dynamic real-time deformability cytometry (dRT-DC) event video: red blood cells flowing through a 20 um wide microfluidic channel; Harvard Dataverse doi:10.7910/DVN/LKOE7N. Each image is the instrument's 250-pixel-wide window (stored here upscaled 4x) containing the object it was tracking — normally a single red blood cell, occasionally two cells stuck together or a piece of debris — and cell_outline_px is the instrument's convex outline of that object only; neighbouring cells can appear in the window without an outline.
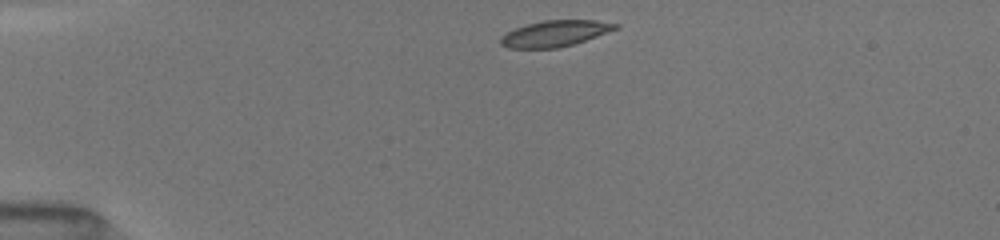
{"species": "common noctule bat (a hibernating species)", "species_latin": "Nyctalus noctula", "temperature_condition": "room temperature", "stored_images_in_passage": 15, "camera_frame_rate_fps": 3000, "um_per_image_px": 0.085, "animal": {"sex": "female", "body_mass_g": 19.5, "forearm_length_mm": 54.1}, "frame": {"image": 1, "passage_image": 1, "time_ms": 0.0, "image_size_px": [1000, 240], "cell_outline_px": [[620, 28], [572, 44], [556, 48], [508, 48], [500, 44], [500, 36], [516, 28], [528, 24], [544, 20], [596, 20], [620, 24]], "centroid_in_image_um": [47.18, 2.84], "position_along_channel_um": 37.8, "area_um2": 17.28}}
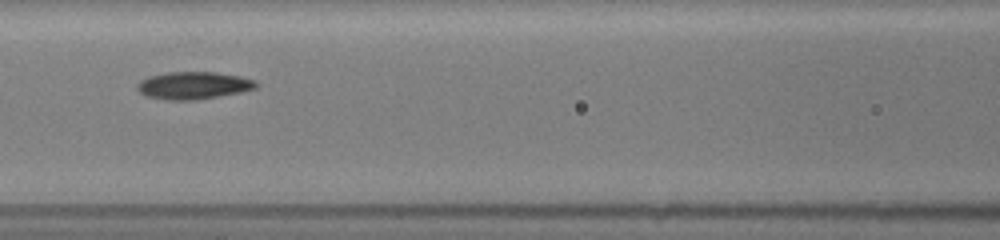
{"frame": {"image": 2, "passage_image": 10, "time_ms": 4.0, "image_size_px": [1000, 240], "cell_outline_px": [[260, 84], [256, 88], [240, 92], [196, 100], [168, 100], [144, 96], [136, 88], [136, 84], [140, 80], [148, 76], [168, 72], [216, 72], [240, 76], [256, 80]], "centroid_in_image_um": [16.43, 7.26], "position_along_channel_um": 150.2, "area_um2": 19.19}}
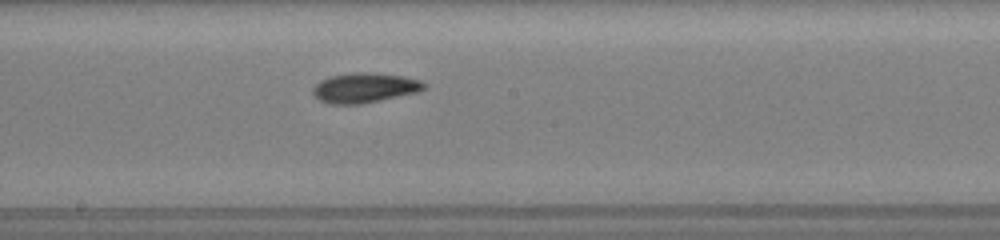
{"frame": {"image": 3, "passage_image": 15, "time_ms": 5.667, "image_size_px": [1000, 240], "cell_outline_px": [[428, 84], [424, 88], [416, 92], [380, 100], [360, 104], [328, 104], [320, 100], [312, 92], [312, 88], [320, 80], [328, 76], [356, 72], [368, 72], [400, 76], [420, 80]], "centroid_in_image_um": [30.95, 7.46], "position_along_channel_um": 217.3, "area_um2": 19.19}}